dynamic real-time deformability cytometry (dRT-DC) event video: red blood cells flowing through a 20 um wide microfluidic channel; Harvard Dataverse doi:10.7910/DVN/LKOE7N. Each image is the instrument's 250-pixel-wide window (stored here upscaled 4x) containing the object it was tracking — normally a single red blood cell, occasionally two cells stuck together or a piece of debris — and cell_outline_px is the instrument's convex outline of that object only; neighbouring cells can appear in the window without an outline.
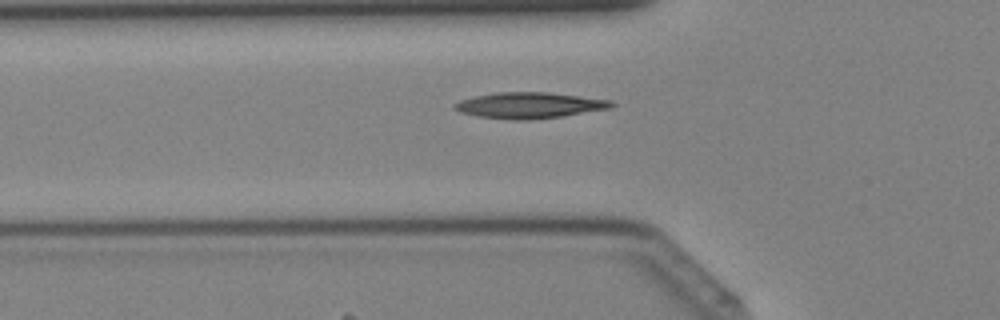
{"species": "Egyptian fruit bat (a non-hibernating species)", "species_latin": "Rousettus aegyptiacus", "temperature_condition": "cold", "stored_images_in_passage": 41, "camera_frame_rate_fps": 3000, "um_per_image_px": 0.085, "animal": {"sex": "female"}, "frame": {"image": 1, "passage_image": 14, "time_ms": 4.333, "image_size_px": [1000, 320], "cell_outline_px": [[616, 104], [612, 108], [560, 116], [528, 120], [508, 120], [476, 116], [460, 112], [452, 108], [452, 104], [460, 100], [476, 96], [500, 92], [548, 92], [612, 100]], "centroid_in_image_um": [44.98, 8.95], "position_along_channel_um": 80.8, "area_um2": 23.81}}
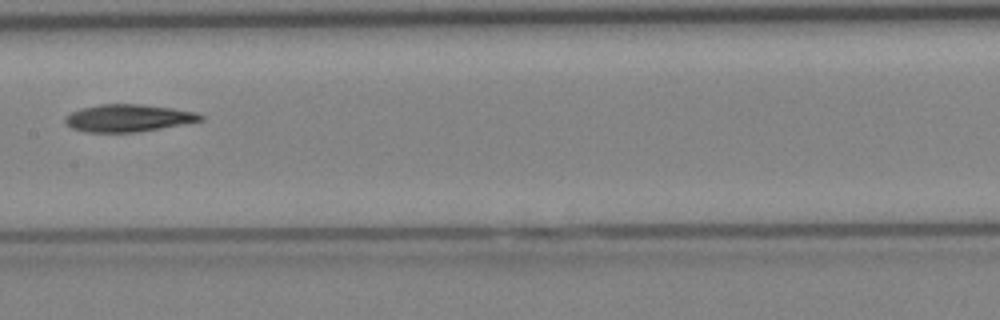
{"frame": {"image": 2, "passage_image": 21, "time_ms": 6.667, "image_size_px": [1000, 320], "cell_outline_px": [[204, 120], [160, 128], [136, 132], [84, 132], [72, 128], [64, 124], [64, 116], [80, 108], [100, 104], [140, 104], [172, 108], [196, 112], [204, 116]], "centroid_in_image_um": [10.85, 10.03], "position_along_channel_um": 196.5, "area_um2": 21.62}}
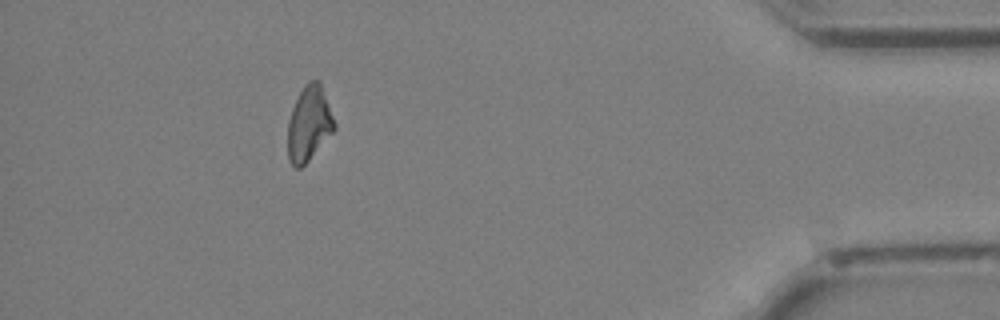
{"frame": {"image": 3, "passage_image": 37, "time_ms": 12.0, "image_size_px": [1000, 320], "cell_outline_px": [[336, 128], [308, 160], [300, 168], [296, 168], [288, 160], [288, 120], [292, 108], [304, 84], [308, 80], [320, 80], [336, 124]], "centroid_in_image_um": [26.26, 10.48], "position_along_channel_um": 408.9, "area_um2": 20.23}}